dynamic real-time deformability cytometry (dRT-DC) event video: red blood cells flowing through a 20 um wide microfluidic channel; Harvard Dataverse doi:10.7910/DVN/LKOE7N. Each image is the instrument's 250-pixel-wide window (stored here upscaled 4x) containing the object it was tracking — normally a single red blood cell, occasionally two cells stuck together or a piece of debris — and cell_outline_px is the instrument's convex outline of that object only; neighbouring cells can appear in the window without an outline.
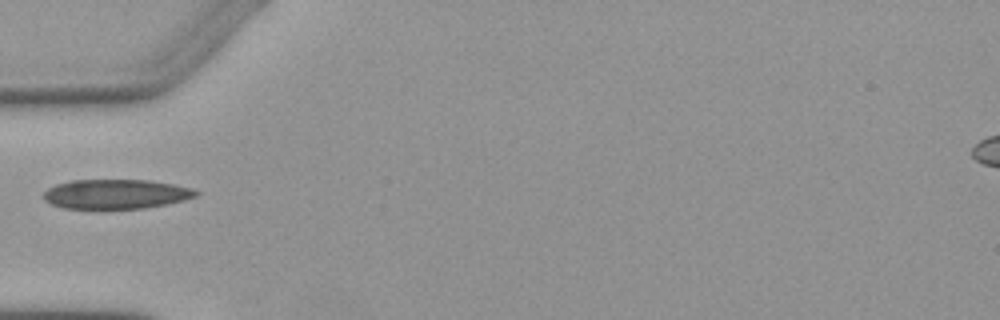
{"species": "Egyptian fruit bat (a non-hibernating species)", "species_latin": "Rousettus aegyptiacus", "temperature_condition": "warm", "stored_images_in_passage": 2, "camera_frame_rate_fps": 3000, "um_per_image_px": 0.085, "animal": {"sex": "female"}, "frame": {"image": 1, "passage_image": 1, "time_ms": 0.0, "image_size_px": [1000, 320], "cell_outline_px": [[200, 192], [196, 196], [184, 200], [144, 208], [104, 212], [100, 212], [64, 208], [52, 204], [44, 200], [44, 192], [48, 188], [56, 184], [72, 180], [148, 180], [172, 184], [192, 188]], "centroid_in_image_um": [9.8, 16.54], "position_along_channel_um": 75.2, "area_um2": 27.17}}
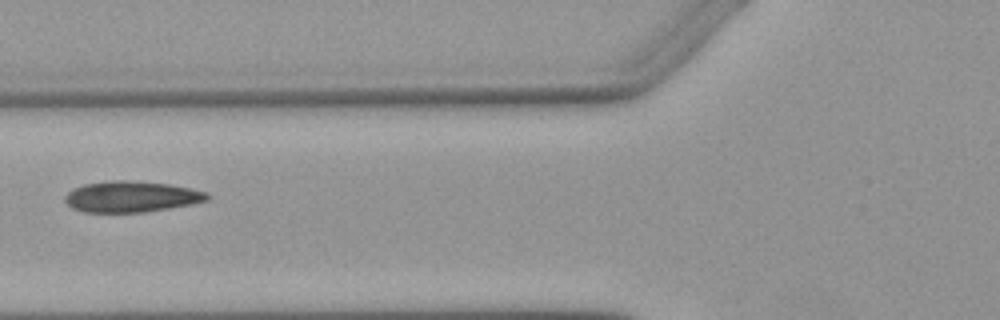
{"frame": {"image": 2, "passage_image": 2, "time_ms": 1.0, "image_size_px": [1000, 320], "cell_outline_px": [[212, 196], [208, 200], [192, 204], [144, 212], [84, 212], [72, 208], [64, 200], [64, 196], [72, 188], [84, 184], [112, 180], [128, 180], [168, 184], [192, 188], [208, 192]], "centroid_in_image_um": [11.18, 16.71], "position_along_channel_um": 114.6, "area_um2": 25.84}}